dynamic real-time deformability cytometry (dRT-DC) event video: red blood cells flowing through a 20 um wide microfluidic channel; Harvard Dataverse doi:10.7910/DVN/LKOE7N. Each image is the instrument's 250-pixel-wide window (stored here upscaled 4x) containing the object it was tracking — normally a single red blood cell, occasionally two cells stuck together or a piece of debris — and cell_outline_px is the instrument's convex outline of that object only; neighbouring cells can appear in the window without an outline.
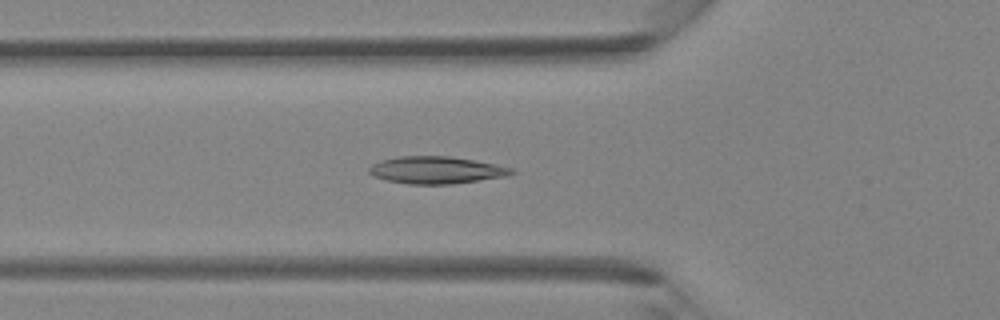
{"species": "Egyptian fruit bat (a non-hibernating species)", "species_latin": "Rousettus aegyptiacus", "temperature_condition": "room temperature", "stored_images_in_passage": 41, "camera_frame_rate_fps": 3000, "um_per_image_px": 0.085, "animal": {"sex": "female"}, "frame": {"image": 1, "passage_image": 14, "time_ms": 4.333, "image_size_px": [1000, 320], "cell_outline_px": [[516, 172], [508, 176], [452, 184], [408, 184], [388, 180], [372, 176], [368, 172], [368, 168], [372, 164], [380, 160], [396, 156], [452, 156], [476, 160], [512, 168]], "centroid_in_image_um": [37.07, 14.45], "position_along_channel_um": 88.7, "area_um2": 22.77}}
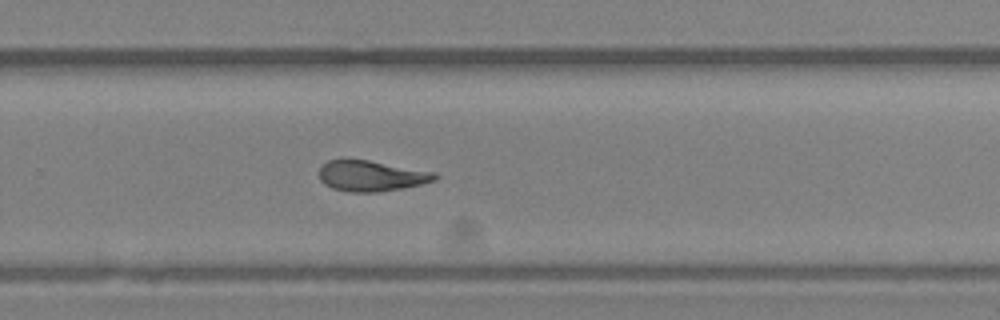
{"frame": {"image": 2, "passage_image": 27, "time_ms": 8.667, "image_size_px": [1000, 320], "cell_outline_px": [[436, 180], [404, 188], [376, 192], [348, 192], [332, 188], [324, 184], [320, 180], [320, 168], [328, 160], [368, 160], [436, 172]], "centroid_in_image_um": [31.56, 14.96], "position_along_channel_um": 298.2, "area_um2": 20.52}}
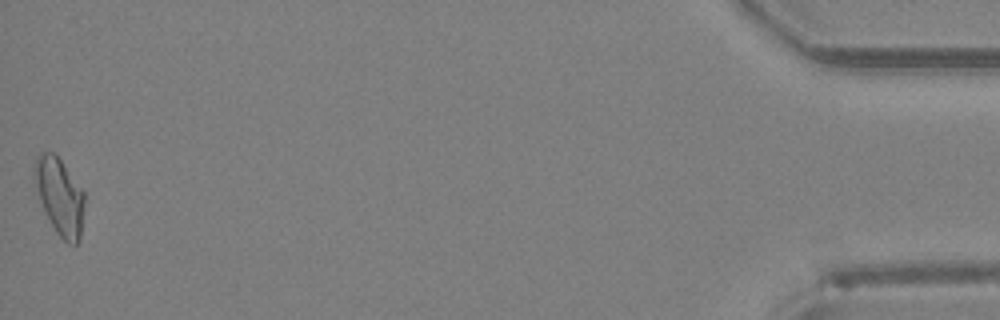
{"frame": {"image": 3, "passage_image": 41, "time_ms": 13.333, "image_size_px": [1000, 320], "cell_outline_px": [[84, 204], [80, 240], [76, 244], [68, 244], [56, 232], [44, 212], [36, 188], [36, 156], [40, 152], [56, 152], [84, 192]], "centroid_in_image_um": [5.1, 16.69], "position_along_channel_um": 430.1, "area_um2": 22.14}}